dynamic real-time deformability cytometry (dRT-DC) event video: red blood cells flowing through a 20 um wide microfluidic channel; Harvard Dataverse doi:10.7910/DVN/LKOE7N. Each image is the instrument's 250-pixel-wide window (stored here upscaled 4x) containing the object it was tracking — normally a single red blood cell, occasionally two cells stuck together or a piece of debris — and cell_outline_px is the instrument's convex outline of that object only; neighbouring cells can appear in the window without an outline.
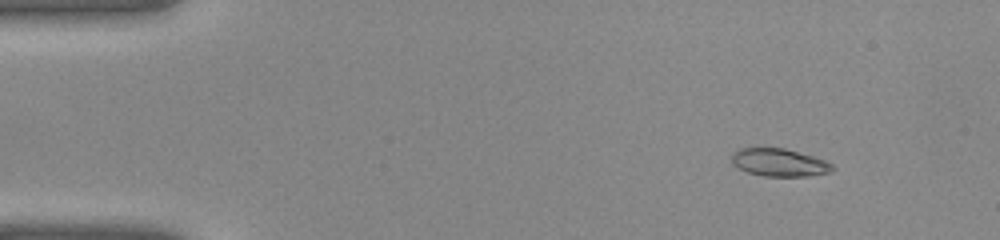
{"species": "common noctule bat (a hibernating species)", "species_latin": "Nyctalus noctula", "temperature_condition": "warm", "stored_images_in_passage": 41, "camera_frame_rate_fps": 3000, "um_per_image_px": 0.085, "animal": {"sex": "female", "body_mass_g": 22.0, "forearm_length_mm": 56.7}, "frame": {"image": 1, "passage_image": 5, "time_ms": 1.333, "image_size_px": [1000, 240], "cell_outline_px": [[836, 168], [832, 172], [808, 176], [764, 176], [748, 172], [732, 164], [732, 152], [740, 148], [784, 148], [812, 156], [824, 160], [832, 164]], "centroid_in_image_um": [66.25, 13.81], "position_along_channel_um": 18.8, "area_um2": 16.24}}
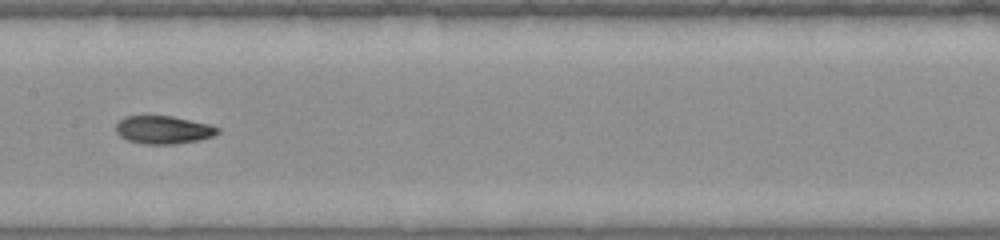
{"frame": {"image": 2, "passage_image": 21, "time_ms": 6.667, "image_size_px": [1000, 240], "cell_outline_px": [[220, 132], [212, 136], [196, 140], [176, 144], [144, 144], [128, 140], [120, 136], [116, 132], [116, 124], [124, 116], [172, 116], [208, 124], [220, 128]], "centroid_in_image_um": [13.87, 11.03], "position_along_channel_um": 193.5, "area_um2": 16.47}}
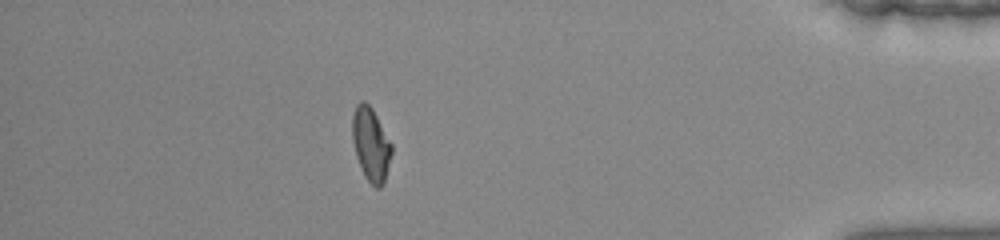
{"frame": {"image": 3, "passage_image": 36, "time_ms": 11.667, "image_size_px": [1000, 240], "cell_outline_px": [[392, 152], [384, 184], [380, 188], [376, 188], [364, 176], [360, 168], [356, 156], [352, 140], [352, 116], [356, 104], [360, 100], [364, 100], [372, 108], [392, 144]], "centroid_in_image_um": [31.51, 12.26], "position_along_channel_um": 403.7, "area_um2": 16.99}}